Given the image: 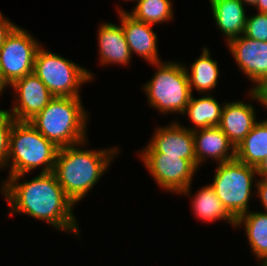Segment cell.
Wrapping results in <instances>:
<instances>
[{
  "mask_svg": "<svg viewBox=\"0 0 267 266\" xmlns=\"http://www.w3.org/2000/svg\"><path fill=\"white\" fill-rule=\"evenodd\" d=\"M4 87L1 85V83H0V94H2V91H4Z\"/></svg>",
  "mask_w": 267,
  "mask_h": 266,
  "instance_id": "cell-33",
  "label": "cell"
},
{
  "mask_svg": "<svg viewBox=\"0 0 267 266\" xmlns=\"http://www.w3.org/2000/svg\"><path fill=\"white\" fill-rule=\"evenodd\" d=\"M195 156L197 167L207 156L218 160V163L228 162L236 158L235 146L219 126L193 130ZM229 150V151H228ZM232 150L231 153H228Z\"/></svg>",
  "mask_w": 267,
  "mask_h": 266,
  "instance_id": "cell-14",
  "label": "cell"
},
{
  "mask_svg": "<svg viewBox=\"0 0 267 266\" xmlns=\"http://www.w3.org/2000/svg\"><path fill=\"white\" fill-rule=\"evenodd\" d=\"M222 109L218 101L212 96H203L195 99L191 94L190 100L183 113L196 125L192 130L218 126L222 115Z\"/></svg>",
  "mask_w": 267,
  "mask_h": 266,
  "instance_id": "cell-22",
  "label": "cell"
},
{
  "mask_svg": "<svg viewBox=\"0 0 267 266\" xmlns=\"http://www.w3.org/2000/svg\"><path fill=\"white\" fill-rule=\"evenodd\" d=\"M238 67L257 85L267 79V42L241 35L228 42Z\"/></svg>",
  "mask_w": 267,
  "mask_h": 266,
  "instance_id": "cell-11",
  "label": "cell"
},
{
  "mask_svg": "<svg viewBox=\"0 0 267 266\" xmlns=\"http://www.w3.org/2000/svg\"><path fill=\"white\" fill-rule=\"evenodd\" d=\"M255 115L251 104L227 102L223 104L218 126L236 148L257 123Z\"/></svg>",
  "mask_w": 267,
  "mask_h": 266,
  "instance_id": "cell-15",
  "label": "cell"
},
{
  "mask_svg": "<svg viewBox=\"0 0 267 266\" xmlns=\"http://www.w3.org/2000/svg\"><path fill=\"white\" fill-rule=\"evenodd\" d=\"M80 97H54L28 122L58 148L84 145L86 115Z\"/></svg>",
  "mask_w": 267,
  "mask_h": 266,
  "instance_id": "cell-3",
  "label": "cell"
},
{
  "mask_svg": "<svg viewBox=\"0 0 267 266\" xmlns=\"http://www.w3.org/2000/svg\"><path fill=\"white\" fill-rule=\"evenodd\" d=\"M54 97H80L79 87L92 80L93 74L66 58L38 48L34 69Z\"/></svg>",
  "mask_w": 267,
  "mask_h": 266,
  "instance_id": "cell-6",
  "label": "cell"
},
{
  "mask_svg": "<svg viewBox=\"0 0 267 266\" xmlns=\"http://www.w3.org/2000/svg\"><path fill=\"white\" fill-rule=\"evenodd\" d=\"M262 259L263 262L261 266H267V256L263 257Z\"/></svg>",
  "mask_w": 267,
  "mask_h": 266,
  "instance_id": "cell-32",
  "label": "cell"
},
{
  "mask_svg": "<svg viewBox=\"0 0 267 266\" xmlns=\"http://www.w3.org/2000/svg\"><path fill=\"white\" fill-rule=\"evenodd\" d=\"M119 10L122 30L131 54L136 53L152 65L162 62L157 54V35L151 29L152 25L134 19L122 8H119Z\"/></svg>",
  "mask_w": 267,
  "mask_h": 266,
  "instance_id": "cell-13",
  "label": "cell"
},
{
  "mask_svg": "<svg viewBox=\"0 0 267 266\" xmlns=\"http://www.w3.org/2000/svg\"><path fill=\"white\" fill-rule=\"evenodd\" d=\"M98 30L99 55L103 65L110 63L126 65L131 62V51L125 39L122 25L104 23Z\"/></svg>",
  "mask_w": 267,
  "mask_h": 266,
  "instance_id": "cell-16",
  "label": "cell"
},
{
  "mask_svg": "<svg viewBox=\"0 0 267 266\" xmlns=\"http://www.w3.org/2000/svg\"><path fill=\"white\" fill-rule=\"evenodd\" d=\"M256 174V167L240 162L236 158L218 163L213 183L210 185L223 206L235 219L248 212L251 187Z\"/></svg>",
  "mask_w": 267,
  "mask_h": 266,
  "instance_id": "cell-7",
  "label": "cell"
},
{
  "mask_svg": "<svg viewBox=\"0 0 267 266\" xmlns=\"http://www.w3.org/2000/svg\"><path fill=\"white\" fill-rule=\"evenodd\" d=\"M18 93L10 115L16 121H29L54 98L35 73H30L11 85ZM19 101V102H18Z\"/></svg>",
  "mask_w": 267,
  "mask_h": 266,
  "instance_id": "cell-10",
  "label": "cell"
},
{
  "mask_svg": "<svg viewBox=\"0 0 267 266\" xmlns=\"http://www.w3.org/2000/svg\"><path fill=\"white\" fill-rule=\"evenodd\" d=\"M140 156L161 188L185 195L190 192L192 177L198 169L191 160L155 153L148 145Z\"/></svg>",
  "mask_w": 267,
  "mask_h": 266,
  "instance_id": "cell-9",
  "label": "cell"
},
{
  "mask_svg": "<svg viewBox=\"0 0 267 266\" xmlns=\"http://www.w3.org/2000/svg\"><path fill=\"white\" fill-rule=\"evenodd\" d=\"M261 179L257 180L255 186L257 187L258 190L257 193L260 196L262 204L267 212V178H261Z\"/></svg>",
  "mask_w": 267,
  "mask_h": 266,
  "instance_id": "cell-28",
  "label": "cell"
},
{
  "mask_svg": "<svg viewBox=\"0 0 267 266\" xmlns=\"http://www.w3.org/2000/svg\"><path fill=\"white\" fill-rule=\"evenodd\" d=\"M254 6L260 13H267V0H257Z\"/></svg>",
  "mask_w": 267,
  "mask_h": 266,
  "instance_id": "cell-30",
  "label": "cell"
},
{
  "mask_svg": "<svg viewBox=\"0 0 267 266\" xmlns=\"http://www.w3.org/2000/svg\"><path fill=\"white\" fill-rule=\"evenodd\" d=\"M16 25L5 19L0 12V47L4 43L6 36L12 31Z\"/></svg>",
  "mask_w": 267,
  "mask_h": 266,
  "instance_id": "cell-27",
  "label": "cell"
},
{
  "mask_svg": "<svg viewBox=\"0 0 267 266\" xmlns=\"http://www.w3.org/2000/svg\"><path fill=\"white\" fill-rule=\"evenodd\" d=\"M26 30L15 26L0 47V83L4 88L33 72L40 47Z\"/></svg>",
  "mask_w": 267,
  "mask_h": 266,
  "instance_id": "cell-8",
  "label": "cell"
},
{
  "mask_svg": "<svg viewBox=\"0 0 267 266\" xmlns=\"http://www.w3.org/2000/svg\"><path fill=\"white\" fill-rule=\"evenodd\" d=\"M236 159L257 167L267 156V119L257 122L235 150Z\"/></svg>",
  "mask_w": 267,
  "mask_h": 266,
  "instance_id": "cell-18",
  "label": "cell"
},
{
  "mask_svg": "<svg viewBox=\"0 0 267 266\" xmlns=\"http://www.w3.org/2000/svg\"><path fill=\"white\" fill-rule=\"evenodd\" d=\"M257 175L262 178H267V156L266 158L256 167Z\"/></svg>",
  "mask_w": 267,
  "mask_h": 266,
  "instance_id": "cell-29",
  "label": "cell"
},
{
  "mask_svg": "<svg viewBox=\"0 0 267 266\" xmlns=\"http://www.w3.org/2000/svg\"><path fill=\"white\" fill-rule=\"evenodd\" d=\"M185 68L191 93L193 87L201 93L216 87L219 76L218 63L216 60L211 59L208 48L204 47L200 57L191 64V73H189L187 67Z\"/></svg>",
  "mask_w": 267,
  "mask_h": 266,
  "instance_id": "cell-20",
  "label": "cell"
},
{
  "mask_svg": "<svg viewBox=\"0 0 267 266\" xmlns=\"http://www.w3.org/2000/svg\"><path fill=\"white\" fill-rule=\"evenodd\" d=\"M16 120L10 115L8 110L0 109V168L7 166L10 133L13 123Z\"/></svg>",
  "mask_w": 267,
  "mask_h": 266,
  "instance_id": "cell-24",
  "label": "cell"
},
{
  "mask_svg": "<svg viewBox=\"0 0 267 266\" xmlns=\"http://www.w3.org/2000/svg\"><path fill=\"white\" fill-rule=\"evenodd\" d=\"M133 12H127L134 19L155 25L170 21L173 17L172 2L170 0H137Z\"/></svg>",
  "mask_w": 267,
  "mask_h": 266,
  "instance_id": "cell-23",
  "label": "cell"
},
{
  "mask_svg": "<svg viewBox=\"0 0 267 266\" xmlns=\"http://www.w3.org/2000/svg\"><path fill=\"white\" fill-rule=\"evenodd\" d=\"M245 225L251 249L260 260L267 256V212H247L236 219V227Z\"/></svg>",
  "mask_w": 267,
  "mask_h": 266,
  "instance_id": "cell-21",
  "label": "cell"
},
{
  "mask_svg": "<svg viewBox=\"0 0 267 266\" xmlns=\"http://www.w3.org/2000/svg\"><path fill=\"white\" fill-rule=\"evenodd\" d=\"M157 72L144 85L148 102L162 113L183 114L191 97L186 68L176 62H157Z\"/></svg>",
  "mask_w": 267,
  "mask_h": 266,
  "instance_id": "cell-5",
  "label": "cell"
},
{
  "mask_svg": "<svg viewBox=\"0 0 267 266\" xmlns=\"http://www.w3.org/2000/svg\"><path fill=\"white\" fill-rule=\"evenodd\" d=\"M240 1L243 2L244 4L246 3L251 6H254L257 0H240Z\"/></svg>",
  "mask_w": 267,
  "mask_h": 266,
  "instance_id": "cell-31",
  "label": "cell"
},
{
  "mask_svg": "<svg viewBox=\"0 0 267 266\" xmlns=\"http://www.w3.org/2000/svg\"><path fill=\"white\" fill-rule=\"evenodd\" d=\"M24 175L9 176L2 184L1 190L10 204L11 214L24 213L78 236L77 221L72 211L74 203L66 196L55 174L40 173L31 181L19 183Z\"/></svg>",
  "mask_w": 267,
  "mask_h": 266,
  "instance_id": "cell-1",
  "label": "cell"
},
{
  "mask_svg": "<svg viewBox=\"0 0 267 266\" xmlns=\"http://www.w3.org/2000/svg\"><path fill=\"white\" fill-rule=\"evenodd\" d=\"M77 145L59 148L53 173L66 196L76 204L108 168L117 148L81 150Z\"/></svg>",
  "mask_w": 267,
  "mask_h": 266,
  "instance_id": "cell-2",
  "label": "cell"
},
{
  "mask_svg": "<svg viewBox=\"0 0 267 266\" xmlns=\"http://www.w3.org/2000/svg\"><path fill=\"white\" fill-rule=\"evenodd\" d=\"M59 148L46 139L28 121H15L10 133L7 165L12 159L9 176L26 174L44 166L41 173L53 172Z\"/></svg>",
  "mask_w": 267,
  "mask_h": 266,
  "instance_id": "cell-4",
  "label": "cell"
},
{
  "mask_svg": "<svg viewBox=\"0 0 267 266\" xmlns=\"http://www.w3.org/2000/svg\"><path fill=\"white\" fill-rule=\"evenodd\" d=\"M150 141L148 146L155 153L188 159L197 166L192 128H184L178 122H173L170 126H162L155 130V135L153 134Z\"/></svg>",
  "mask_w": 267,
  "mask_h": 266,
  "instance_id": "cell-12",
  "label": "cell"
},
{
  "mask_svg": "<svg viewBox=\"0 0 267 266\" xmlns=\"http://www.w3.org/2000/svg\"><path fill=\"white\" fill-rule=\"evenodd\" d=\"M192 206L195 215L201 220L211 222L223 219L231 223L232 226L236 225V219L223 206L211 185H207L197 192L196 196L193 197Z\"/></svg>",
  "mask_w": 267,
  "mask_h": 266,
  "instance_id": "cell-19",
  "label": "cell"
},
{
  "mask_svg": "<svg viewBox=\"0 0 267 266\" xmlns=\"http://www.w3.org/2000/svg\"><path fill=\"white\" fill-rule=\"evenodd\" d=\"M251 97L258 100L267 108V79L260 84L255 90H250Z\"/></svg>",
  "mask_w": 267,
  "mask_h": 266,
  "instance_id": "cell-26",
  "label": "cell"
},
{
  "mask_svg": "<svg viewBox=\"0 0 267 266\" xmlns=\"http://www.w3.org/2000/svg\"><path fill=\"white\" fill-rule=\"evenodd\" d=\"M243 35L253 40L267 42V13L247 17Z\"/></svg>",
  "mask_w": 267,
  "mask_h": 266,
  "instance_id": "cell-25",
  "label": "cell"
},
{
  "mask_svg": "<svg viewBox=\"0 0 267 266\" xmlns=\"http://www.w3.org/2000/svg\"><path fill=\"white\" fill-rule=\"evenodd\" d=\"M214 20L227 37V43L244 32L246 14L240 0H210Z\"/></svg>",
  "mask_w": 267,
  "mask_h": 266,
  "instance_id": "cell-17",
  "label": "cell"
}]
</instances>
